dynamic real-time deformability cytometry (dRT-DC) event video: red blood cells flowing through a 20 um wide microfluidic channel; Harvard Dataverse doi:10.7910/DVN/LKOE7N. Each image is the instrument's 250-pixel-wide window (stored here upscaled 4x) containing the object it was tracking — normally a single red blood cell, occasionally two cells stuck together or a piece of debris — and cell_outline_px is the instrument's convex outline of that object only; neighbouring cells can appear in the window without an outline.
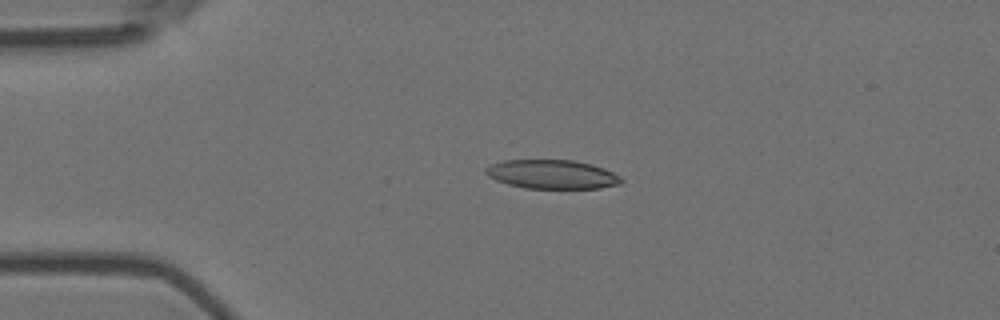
{"species": "Egyptian fruit bat (a non-hibernating species)", "species_latin": "Rousettus aegyptiacus", "temperature_condition": "room temperature", "stored_images_in_passage": 4, "camera_frame_rate_fps": 3000, "um_per_image_px": 0.085, "animal": {"sex": "female"}, "frame": {"image": 1, "passage_image": 3, "time_ms": 0.667, "image_size_px": [1000, 320], "cell_outline_px": [[624, 180], [620, 184], [600, 188], [524, 188], [508, 184], [496, 180], [488, 176], [484, 172], [484, 168], [492, 164], [504, 160], [572, 160], [592, 164], [604, 168], [620, 176]], "centroid_in_image_um": [46.92, 14.81], "position_along_channel_um": 38.1, "area_um2": 22.89}}
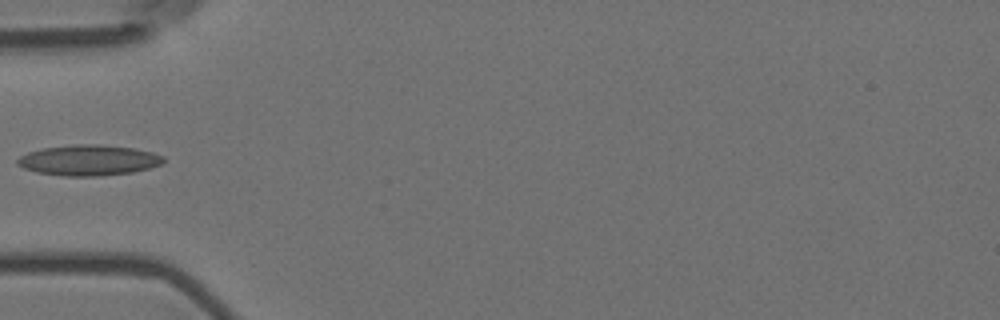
{"frame": {"image": 2, "passage_image": 4, "time_ms": 1.0, "image_size_px": [1000, 320], "cell_outline_px": [[164, 160], [160, 164], [148, 168], [132, 172], [100, 176], [64, 176], [36, 172], [24, 168], [16, 164], [16, 160], [20, 156], [28, 152], [44, 148], [76, 144], [96, 144], [132, 148], [152, 152], [164, 156]], "centroid_in_image_um": [7.51, 13.62], "position_along_channel_um": 77.5, "area_um2": 25.89}}